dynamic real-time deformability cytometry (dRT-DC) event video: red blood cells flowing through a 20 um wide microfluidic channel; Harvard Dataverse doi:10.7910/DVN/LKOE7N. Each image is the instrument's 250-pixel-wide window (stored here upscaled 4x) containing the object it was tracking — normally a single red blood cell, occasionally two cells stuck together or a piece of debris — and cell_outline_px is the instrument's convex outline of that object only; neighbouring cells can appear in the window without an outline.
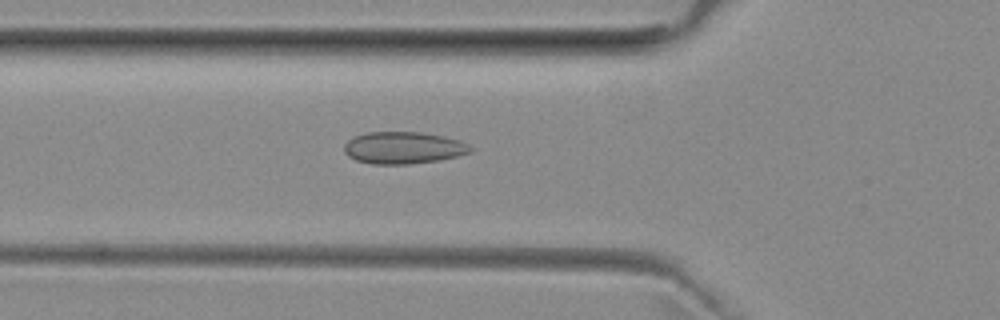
{"species": "common noctule bat (a hibernating species)", "species_latin": "Nyctalus noctula", "temperature_condition": "room temperature", "stored_images_in_passage": 51, "camera_frame_rate_fps": 3000, "um_per_image_px": 0.085, "animal": {"sex": "female", "body_mass_g": 29.2, "forearm_length_mm": 56.3}, "frame": {"image": 1, "passage_image": 17, "time_ms": 5.333, "image_size_px": [1000, 320], "cell_outline_px": [[472, 152], [440, 160], [408, 164], [372, 164], [356, 160], [348, 156], [344, 152], [344, 144], [348, 140], [356, 136], [368, 132], [420, 132], [444, 136], [460, 140], [468, 144], [472, 148]], "centroid_in_image_um": [34.29, 12.56], "position_along_channel_um": 91.5, "area_um2": 23.58}}
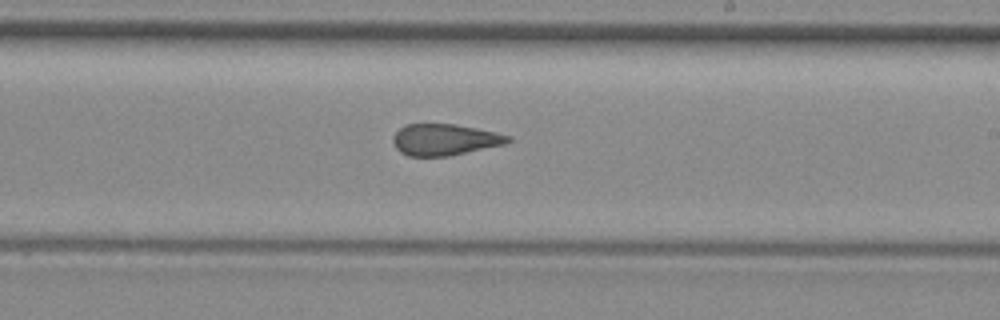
{"frame": {"image": 2, "passage_image": 29, "time_ms": 9.333, "image_size_px": [1000, 320], "cell_outline_px": [[512, 140], [504, 144], [448, 156], [408, 156], [400, 152], [396, 148], [392, 140], [392, 136], [404, 124], [456, 124], [496, 132], [512, 136]], "centroid_in_image_um": [37.78, 11.86], "position_along_channel_um": 251.2, "area_um2": 21.04}}
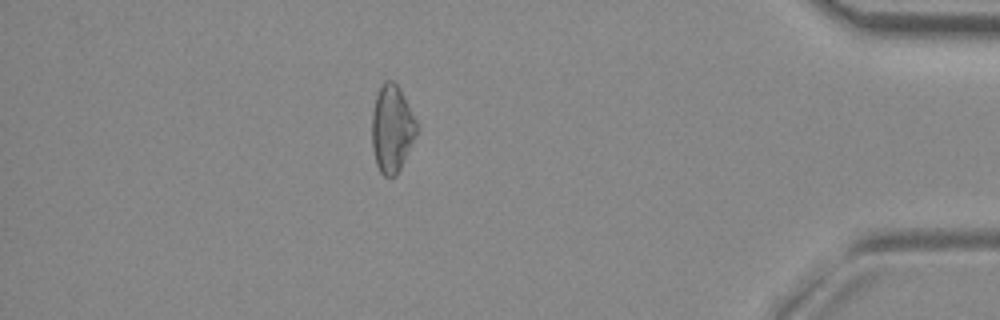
{"frame": {"image": 3, "passage_image": 44, "time_ms": 14.333, "image_size_px": [1000, 320], "cell_outline_px": [[420, 128], [396, 176], [384, 176], [380, 172], [376, 164], [372, 148], [372, 112], [376, 96], [384, 80], [392, 80], [400, 88]], "centroid_in_image_um": [33.32, 10.94], "position_along_channel_um": 401.9, "area_um2": 22.83}, "authors_computed_cell_mechanics": {"area_um2": 22.831, "velocity_mm_per_s": 3.9835, "shape_relaxation_time_tau1_ms": null, "shape_relaxation_time_tau2_ms": 1.7849, "deformation_change_tau1": null, "deformation_change_tau2": 0.0863}}